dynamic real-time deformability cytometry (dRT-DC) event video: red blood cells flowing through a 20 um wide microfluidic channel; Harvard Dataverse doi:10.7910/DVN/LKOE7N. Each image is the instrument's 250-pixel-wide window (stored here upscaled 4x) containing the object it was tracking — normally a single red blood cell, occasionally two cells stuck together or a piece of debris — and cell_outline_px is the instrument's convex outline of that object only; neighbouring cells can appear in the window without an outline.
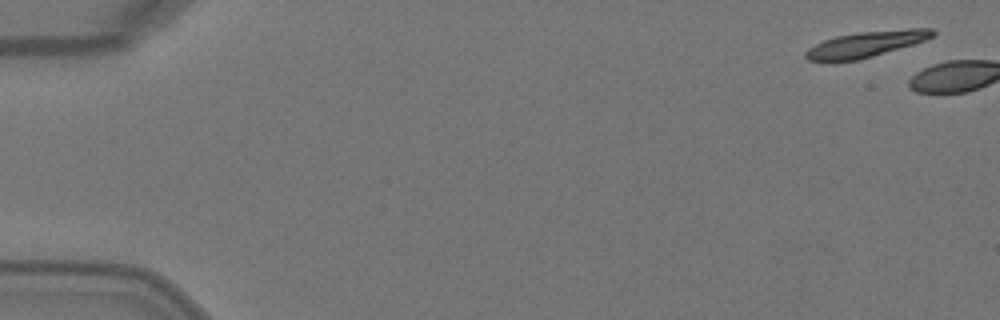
{"species": "Egyptian fruit bat (a non-hibernating species)", "species_latin": "Rousettus aegyptiacus", "temperature_condition": "warm", "stored_images_in_passage": 6, "camera_frame_rate_fps": 3000, "um_per_image_px": 0.085, "animal": {"sex": "female"}, "frame": {"image": 1, "passage_image": 1, "time_ms": 0.0, "image_size_px": [1000, 320], "cell_outline_px": [[936, 32], [932, 36], [924, 40], [912, 44], [860, 60], [836, 64], [832, 64], [808, 60], [804, 56], [804, 52], [808, 48], [824, 40], [836, 36], [856, 32], [908, 28], [932, 28]], "centroid_in_image_um": [73.5, 3.79], "position_along_channel_um": 11.5, "area_um2": 19.65}}
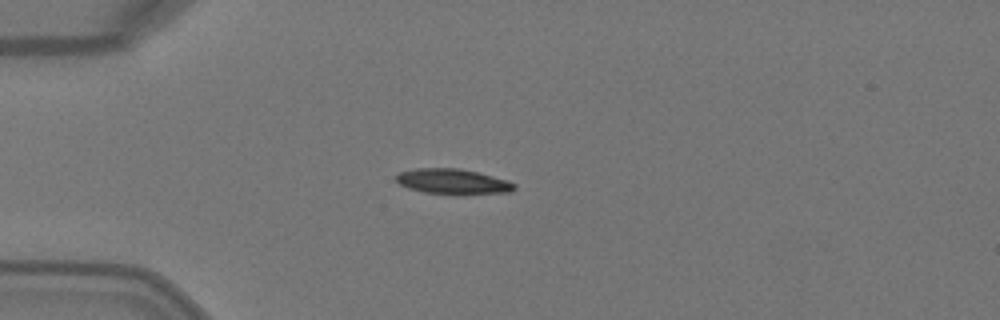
{"frame": {"image": 2, "passage_image": 6, "time_ms": 1.667, "image_size_px": [1000, 320], "cell_outline_px": [[516, 188], [512, 192], [456, 196], [424, 192], [408, 188], [400, 184], [396, 180], [396, 176], [400, 172], [416, 168], [456, 168], [476, 172], [508, 180], [516, 184]], "centroid_in_image_um": [38.53, 15.46], "position_along_channel_um": 46.5, "area_um2": 17.8}}